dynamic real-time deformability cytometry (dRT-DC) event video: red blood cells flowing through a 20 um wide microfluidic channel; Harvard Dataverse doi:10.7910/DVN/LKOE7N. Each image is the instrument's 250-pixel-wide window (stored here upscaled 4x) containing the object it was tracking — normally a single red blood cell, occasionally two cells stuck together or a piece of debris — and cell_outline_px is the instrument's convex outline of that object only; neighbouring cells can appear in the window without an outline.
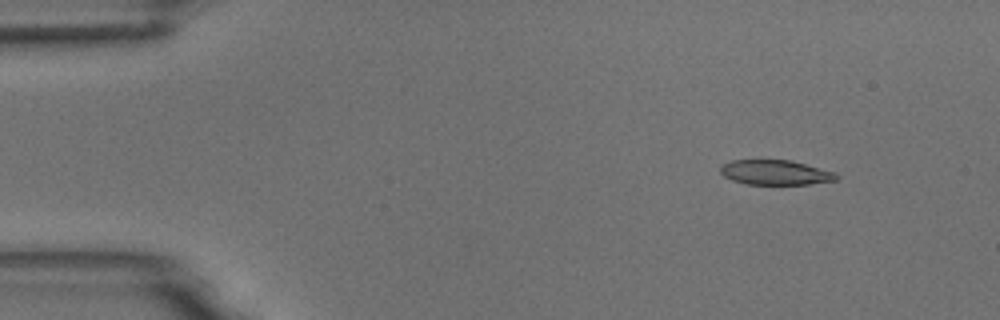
{"species": "common noctule bat (a hibernating species)", "species_latin": "Nyctalus noctula", "temperature_condition": "room temperature", "stored_images_in_passage": 5, "camera_frame_rate_fps": 3000, "um_per_image_px": 0.085, "animal": {"sex": "male", "body_mass_g": 18.8}, "frame": {"image": 1, "passage_image": 2, "time_ms": 1.0, "image_size_px": [1000, 320], "cell_outline_px": [[840, 176], [836, 180], [808, 184], [748, 184], [732, 180], [724, 176], [720, 172], [720, 164], [732, 160], [792, 160], [836, 172]], "centroid_in_image_um": [65.91, 14.65], "position_along_channel_um": 19.1, "area_um2": 16.88}}
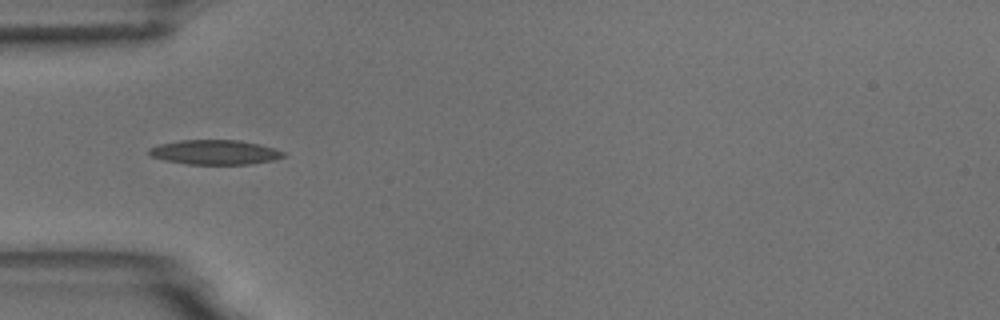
{"frame": {"image": 2, "passage_image": 5, "time_ms": 4.667, "image_size_px": [1000, 320], "cell_outline_px": [[284, 156], [272, 160], [252, 164], [184, 164], [164, 160], [152, 156], [148, 152], [148, 148], [156, 144], [180, 140], [240, 140], [260, 144], [276, 148], [284, 152]], "centroid_in_image_um": [18.24, 12.93], "position_along_channel_um": 66.8, "area_um2": 19.42}}